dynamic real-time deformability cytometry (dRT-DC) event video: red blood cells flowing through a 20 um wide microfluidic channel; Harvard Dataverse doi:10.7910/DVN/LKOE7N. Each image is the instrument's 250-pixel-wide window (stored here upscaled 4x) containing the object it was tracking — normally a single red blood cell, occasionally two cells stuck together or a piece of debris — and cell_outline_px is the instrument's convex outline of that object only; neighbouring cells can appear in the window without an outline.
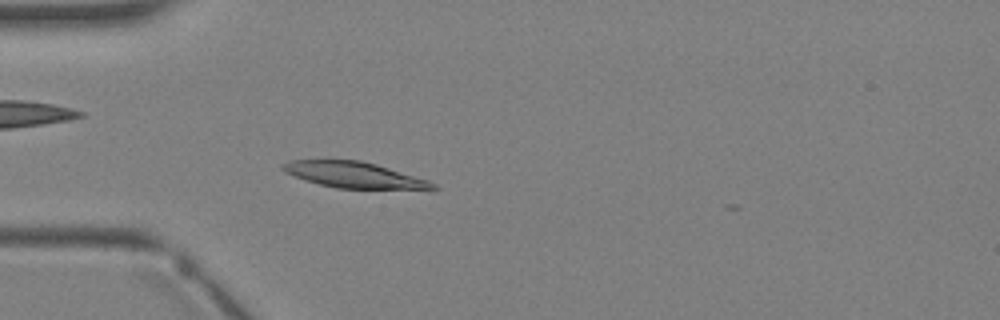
{"species": "Egyptian fruit bat (a non-hibernating species)", "species_latin": "Rousettus aegyptiacus", "temperature_condition": "warm", "stored_images_in_passage": 4, "camera_frame_rate_fps": 3000, "um_per_image_px": 0.085, "animal": {"sex": "female"}, "frame": {"image": 1, "passage_image": 4, "time_ms": 3.0, "image_size_px": [1000, 320], "cell_outline_px": [[440, 188], [336, 188], [304, 180], [284, 172], [280, 168], [280, 164], [288, 160], [360, 160], [376, 164], [428, 180], [436, 184]], "centroid_in_image_um": [29.99, 14.84], "position_along_channel_um": 55.0, "area_um2": 22.31}}